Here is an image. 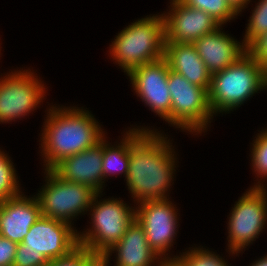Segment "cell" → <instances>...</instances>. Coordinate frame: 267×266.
Segmentation results:
<instances>
[{
  "label": "cell",
  "instance_id": "cell-4",
  "mask_svg": "<svg viewBox=\"0 0 267 266\" xmlns=\"http://www.w3.org/2000/svg\"><path fill=\"white\" fill-rule=\"evenodd\" d=\"M115 38L109 52L127 75L140 65L162 59L165 49L162 14L133 21Z\"/></svg>",
  "mask_w": 267,
  "mask_h": 266
},
{
  "label": "cell",
  "instance_id": "cell-27",
  "mask_svg": "<svg viewBox=\"0 0 267 266\" xmlns=\"http://www.w3.org/2000/svg\"><path fill=\"white\" fill-rule=\"evenodd\" d=\"M246 47L247 53L262 63L267 58V32L255 37Z\"/></svg>",
  "mask_w": 267,
  "mask_h": 266
},
{
  "label": "cell",
  "instance_id": "cell-30",
  "mask_svg": "<svg viewBox=\"0 0 267 266\" xmlns=\"http://www.w3.org/2000/svg\"><path fill=\"white\" fill-rule=\"evenodd\" d=\"M157 266H183L177 258L161 259Z\"/></svg>",
  "mask_w": 267,
  "mask_h": 266
},
{
  "label": "cell",
  "instance_id": "cell-3",
  "mask_svg": "<svg viewBox=\"0 0 267 266\" xmlns=\"http://www.w3.org/2000/svg\"><path fill=\"white\" fill-rule=\"evenodd\" d=\"M266 88L262 63L246 53L224 70L211 74L208 90L210 109L215 116L217 113H229Z\"/></svg>",
  "mask_w": 267,
  "mask_h": 266
},
{
  "label": "cell",
  "instance_id": "cell-28",
  "mask_svg": "<svg viewBox=\"0 0 267 266\" xmlns=\"http://www.w3.org/2000/svg\"><path fill=\"white\" fill-rule=\"evenodd\" d=\"M18 243L0 236V266H13Z\"/></svg>",
  "mask_w": 267,
  "mask_h": 266
},
{
  "label": "cell",
  "instance_id": "cell-22",
  "mask_svg": "<svg viewBox=\"0 0 267 266\" xmlns=\"http://www.w3.org/2000/svg\"><path fill=\"white\" fill-rule=\"evenodd\" d=\"M182 253L173 258H177L183 266H229L222 256L200 246Z\"/></svg>",
  "mask_w": 267,
  "mask_h": 266
},
{
  "label": "cell",
  "instance_id": "cell-14",
  "mask_svg": "<svg viewBox=\"0 0 267 266\" xmlns=\"http://www.w3.org/2000/svg\"><path fill=\"white\" fill-rule=\"evenodd\" d=\"M103 139L95 146L63 158L52 170L63 180L86 185L96 193H102L104 176Z\"/></svg>",
  "mask_w": 267,
  "mask_h": 266
},
{
  "label": "cell",
  "instance_id": "cell-2",
  "mask_svg": "<svg viewBox=\"0 0 267 266\" xmlns=\"http://www.w3.org/2000/svg\"><path fill=\"white\" fill-rule=\"evenodd\" d=\"M41 137L44 170L63 158L95 146L106 135L99 122L83 107H57L47 110Z\"/></svg>",
  "mask_w": 267,
  "mask_h": 266
},
{
  "label": "cell",
  "instance_id": "cell-18",
  "mask_svg": "<svg viewBox=\"0 0 267 266\" xmlns=\"http://www.w3.org/2000/svg\"><path fill=\"white\" fill-rule=\"evenodd\" d=\"M164 58L170 70L181 74L191 84L209 90L211 73L193 43L165 42Z\"/></svg>",
  "mask_w": 267,
  "mask_h": 266
},
{
  "label": "cell",
  "instance_id": "cell-8",
  "mask_svg": "<svg viewBox=\"0 0 267 266\" xmlns=\"http://www.w3.org/2000/svg\"><path fill=\"white\" fill-rule=\"evenodd\" d=\"M228 222V251L238 255L253 243L267 224V189L250 187L235 202ZM261 232V233H260Z\"/></svg>",
  "mask_w": 267,
  "mask_h": 266
},
{
  "label": "cell",
  "instance_id": "cell-23",
  "mask_svg": "<svg viewBox=\"0 0 267 266\" xmlns=\"http://www.w3.org/2000/svg\"><path fill=\"white\" fill-rule=\"evenodd\" d=\"M252 143L251 157L252 169L260 180L252 187H261L267 178V133L260 131ZM264 178V179H263ZM263 179V182L261 180ZM263 183V184H262Z\"/></svg>",
  "mask_w": 267,
  "mask_h": 266
},
{
  "label": "cell",
  "instance_id": "cell-13",
  "mask_svg": "<svg viewBox=\"0 0 267 266\" xmlns=\"http://www.w3.org/2000/svg\"><path fill=\"white\" fill-rule=\"evenodd\" d=\"M170 1V11L162 14L165 42L194 43L220 26L205 11L187 6L180 0Z\"/></svg>",
  "mask_w": 267,
  "mask_h": 266
},
{
  "label": "cell",
  "instance_id": "cell-17",
  "mask_svg": "<svg viewBox=\"0 0 267 266\" xmlns=\"http://www.w3.org/2000/svg\"><path fill=\"white\" fill-rule=\"evenodd\" d=\"M222 27L220 25L193 43L211 74L224 70L247 53L245 43H240L234 37L226 34L222 31Z\"/></svg>",
  "mask_w": 267,
  "mask_h": 266
},
{
  "label": "cell",
  "instance_id": "cell-10",
  "mask_svg": "<svg viewBox=\"0 0 267 266\" xmlns=\"http://www.w3.org/2000/svg\"><path fill=\"white\" fill-rule=\"evenodd\" d=\"M137 205L135 219L143 227L149 246L161 259L173 258L166 252L173 246L178 231L175 205L169 199L147 200Z\"/></svg>",
  "mask_w": 267,
  "mask_h": 266
},
{
  "label": "cell",
  "instance_id": "cell-24",
  "mask_svg": "<svg viewBox=\"0 0 267 266\" xmlns=\"http://www.w3.org/2000/svg\"><path fill=\"white\" fill-rule=\"evenodd\" d=\"M47 266H101V259L86 247L78 245L68 255L49 261Z\"/></svg>",
  "mask_w": 267,
  "mask_h": 266
},
{
  "label": "cell",
  "instance_id": "cell-26",
  "mask_svg": "<svg viewBox=\"0 0 267 266\" xmlns=\"http://www.w3.org/2000/svg\"><path fill=\"white\" fill-rule=\"evenodd\" d=\"M49 261L39 252L16 251L13 266H47Z\"/></svg>",
  "mask_w": 267,
  "mask_h": 266
},
{
  "label": "cell",
  "instance_id": "cell-12",
  "mask_svg": "<svg viewBox=\"0 0 267 266\" xmlns=\"http://www.w3.org/2000/svg\"><path fill=\"white\" fill-rule=\"evenodd\" d=\"M169 65L163 57L133 69L127 76L145 105L171 124V96L168 88Z\"/></svg>",
  "mask_w": 267,
  "mask_h": 266
},
{
  "label": "cell",
  "instance_id": "cell-31",
  "mask_svg": "<svg viewBox=\"0 0 267 266\" xmlns=\"http://www.w3.org/2000/svg\"><path fill=\"white\" fill-rule=\"evenodd\" d=\"M251 266H267V255L256 260Z\"/></svg>",
  "mask_w": 267,
  "mask_h": 266
},
{
  "label": "cell",
  "instance_id": "cell-29",
  "mask_svg": "<svg viewBox=\"0 0 267 266\" xmlns=\"http://www.w3.org/2000/svg\"><path fill=\"white\" fill-rule=\"evenodd\" d=\"M228 3L232 6V8L238 13L241 14L243 9L247 7L251 0H227Z\"/></svg>",
  "mask_w": 267,
  "mask_h": 266
},
{
  "label": "cell",
  "instance_id": "cell-16",
  "mask_svg": "<svg viewBox=\"0 0 267 266\" xmlns=\"http://www.w3.org/2000/svg\"><path fill=\"white\" fill-rule=\"evenodd\" d=\"M114 252V266H157L161 260L149 246L145 231L136 219L128 226L122 238L100 258L101 266H109L110 256Z\"/></svg>",
  "mask_w": 267,
  "mask_h": 266
},
{
  "label": "cell",
  "instance_id": "cell-32",
  "mask_svg": "<svg viewBox=\"0 0 267 266\" xmlns=\"http://www.w3.org/2000/svg\"><path fill=\"white\" fill-rule=\"evenodd\" d=\"M263 66V79L265 82V86L267 87V58L262 62Z\"/></svg>",
  "mask_w": 267,
  "mask_h": 266
},
{
  "label": "cell",
  "instance_id": "cell-5",
  "mask_svg": "<svg viewBox=\"0 0 267 266\" xmlns=\"http://www.w3.org/2000/svg\"><path fill=\"white\" fill-rule=\"evenodd\" d=\"M100 193L93 197L89 211L91 228L78 232V243L100 258L125 234L135 219V206L129 207L123 200L108 198L98 201Z\"/></svg>",
  "mask_w": 267,
  "mask_h": 266
},
{
  "label": "cell",
  "instance_id": "cell-11",
  "mask_svg": "<svg viewBox=\"0 0 267 266\" xmlns=\"http://www.w3.org/2000/svg\"><path fill=\"white\" fill-rule=\"evenodd\" d=\"M78 245V231L72 225L41 216L18 243L17 251L39 252L52 261L68 255Z\"/></svg>",
  "mask_w": 267,
  "mask_h": 266
},
{
  "label": "cell",
  "instance_id": "cell-7",
  "mask_svg": "<svg viewBox=\"0 0 267 266\" xmlns=\"http://www.w3.org/2000/svg\"><path fill=\"white\" fill-rule=\"evenodd\" d=\"M45 185L36 195L43 217L73 225L71 220L88 211L96 192L90 187L68 182L52 169L45 170Z\"/></svg>",
  "mask_w": 267,
  "mask_h": 266
},
{
  "label": "cell",
  "instance_id": "cell-21",
  "mask_svg": "<svg viewBox=\"0 0 267 266\" xmlns=\"http://www.w3.org/2000/svg\"><path fill=\"white\" fill-rule=\"evenodd\" d=\"M0 150V201L22 193L14 163L8 154Z\"/></svg>",
  "mask_w": 267,
  "mask_h": 266
},
{
  "label": "cell",
  "instance_id": "cell-6",
  "mask_svg": "<svg viewBox=\"0 0 267 266\" xmlns=\"http://www.w3.org/2000/svg\"><path fill=\"white\" fill-rule=\"evenodd\" d=\"M168 88L171 96V125L189 131V134L205 132L214 116L208 102V91L191 84L181 74L170 69Z\"/></svg>",
  "mask_w": 267,
  "mask_h": 266
},
{
  "label": "cell",
  "instance_id": "cell-9",
  "mask_svg": "<svg viewBox=\"0 0 267 266\" xmlns=\"http://www.w3.org/2000/svg\"><path fill=\"white\" fill-rule=\"evenodd\" d=\"M27 70H14L0 78V123L21 119L34 111L45 96V84Z\"/></svg>",
  "mask_w": 267,
  "mask_h": 266
},
{
  "label": "cell",
  "instance_id": "cell-20",
  "mask_svg": "<svg viewBox=\"0 0 267 266\" xmlns=\"http://www.w3.org/2000/svg\"><path fill=\"white\" fill-rule=\"evenodd\" d=\"M183 4L205 11L220 25L233 20L238 13L227 0H180ZM235 16V17H234Z\"/></svg>",
  "mask_w": 267,
  "mask_h": 266
},
{
  "label": "cell",
  "instance_id": "cell-19",
  "mask_svg": "<svg viewBox=\"0 0 267 266\" xmlns=\"http://www.w3.org/2000/svg\"><path fill=\"white\" fill-rule=\"evenodd\" d=\"M107 142V143H106ZM130 158V130H128L123 139L116 144L110 145L105 137L103 138V165L102 171L105 179L116 174H124L125 178L129 170ZM116 170V171H115Z\"/></svg>",
  "mask_w": 267,
  "mask_h": 266
},
{
  "label": "cell",
  "instance_id": "cell-1",
  "mask_svg": "<svg viewBox=\"0 0 267 266\" xmlns=\"http://www.w3.org/2000/svg\"><path fill=\"white\" fill-rule=\"evenodd\" d=\"M156 131L146 127L130 129L129 170L125 179L137 204L170 199L167 192L176 171L175 151L170 139Z\"/></svg>",
  "mask_w": 267,
  "mask_h": 266
},
{
  "label": "cell",
  "instance_id": "cell-25",
  "mask_svg": "<svg viewBox=\"0 0 267 266\" xmlns=\"http://www.w3.org/2000/svg\"><path fill=\"white\" fill-rule=\"evenodd\" d=\"M247 29L242 40L247 46L255 37L267 32V0H259L255 4Z\"/></svg>",
  "mask_w": 267,
  "mask_h": 266
},
{
  "label": "cell",
  "instance_id": "cell-15",
  "mask_svg": "<svg viewBox=\"0 0 267 266\" xmlns=\"http://www.w3.org/2000/svg\"><path fill=\"white\" fill-rule=\"evenodd\" d=\"M37 197L19 194L0 201V236L22 243L31 226L41 218Z\"/></svg>",
  "mask_w": 267,
  "mask_h": 266
}]
</instances>
